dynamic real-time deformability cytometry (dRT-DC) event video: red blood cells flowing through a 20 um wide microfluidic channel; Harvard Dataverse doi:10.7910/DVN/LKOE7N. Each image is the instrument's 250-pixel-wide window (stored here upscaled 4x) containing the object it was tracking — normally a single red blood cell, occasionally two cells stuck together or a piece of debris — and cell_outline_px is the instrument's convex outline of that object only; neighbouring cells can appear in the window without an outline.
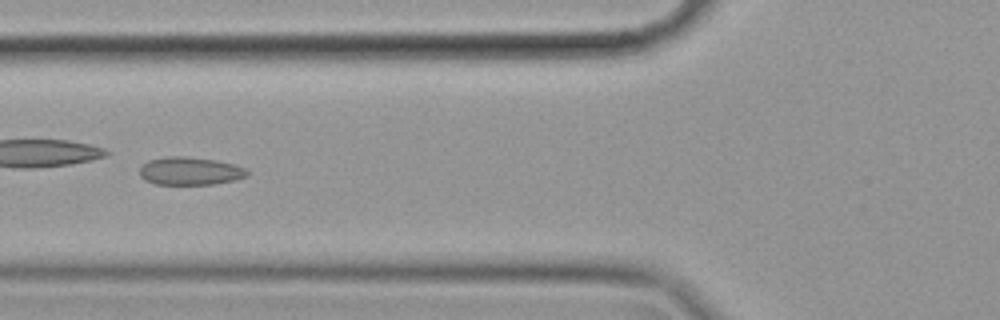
{"species": "common noctule bat (a hibernating species)", "species_latin": "Nyctalus noctula", "temperature_condition": "cold", "stored_images_in_passage": 56, "camera_frame_rate_fps": 3000, "um_per_image_px": 0.085, "animal": {"sex": "female", "body_mass_g": 19.9}, "frame": {"image": 1, "passage_image": 22, "time_ms": 7.0, "image_size_px": [1000, 320], "cell_outline_px": [[248, 176], [236, 180], [216, 184], [156, 184], [144, 180], [140, 176], [140, 168], [148, 160], [164, 156], [188, 156], [216, 160], [248, 168]], "centroid_in_image_um": [16.17, 14.53], "position_along_channel_um": 109.6, "area_um2": 17.74}}
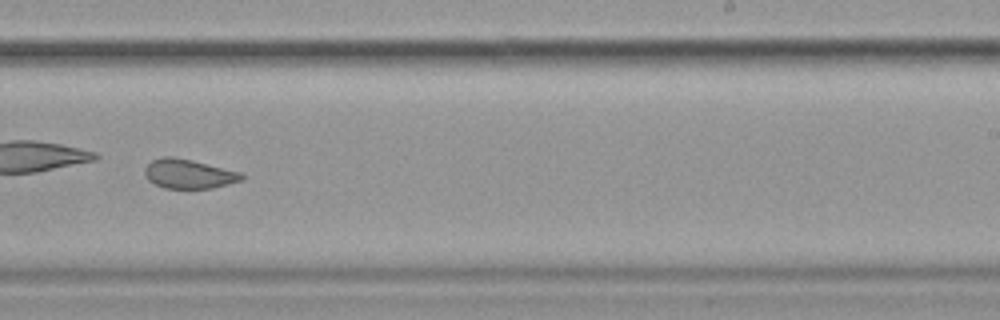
{"frame": {"image": 2, "passage_image": 36, "time_ms": 11.667, "image_size_px": [1000, 320], "cell_outline_px": [[244, 180], [212, 188], [164, 188], [148, 180], [144, 176], [144, 168], [152, 160], [160, 156], [172, 156], [192, 160], [240, 172], [244, 176]], "centroid_in_image_um": [16.01, 14.77], "position_along_channel_um": 273.0, "area_um2": 16.59}}
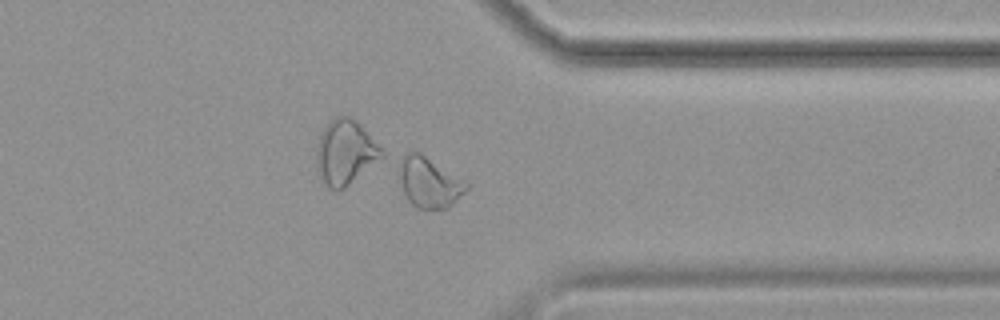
{"frame": {"image": 3, "passage_image": 45, "time_ms": 14.667, "image_size_px": [1000, 320], "cell_outline_px": [[468, 188], [448, 208], [416, 208], [408, 200], [404, 192], [400, 180], [400, 156], [408, 152], [420, 152], [468, 184]], "centroid_in_image_um": [36.45, 15.5], "position_along_channel_um": 375.0, "area_um2": 19.19}, "authors_computed_cell_mechanics": {"area_um2": 19.1029, "velocity_mm_per_s": 3.5093, "shape_relaxation_time_tau1_ms": null, "shape_relaxation_time_tau2_ms": 2.3634, "deformation_change_tau1": null, "deformation_change_tau2": 0.0762}}